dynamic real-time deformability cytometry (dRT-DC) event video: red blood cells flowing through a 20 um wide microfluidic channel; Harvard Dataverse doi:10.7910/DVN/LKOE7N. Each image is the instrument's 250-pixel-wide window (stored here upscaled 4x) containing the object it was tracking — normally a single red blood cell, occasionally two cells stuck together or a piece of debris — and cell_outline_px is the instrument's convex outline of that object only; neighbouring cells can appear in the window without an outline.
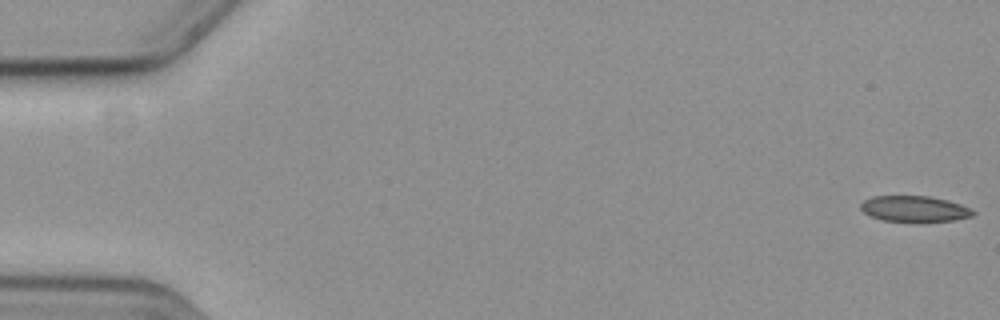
{"species": "common noctule bat (a hibernating species)", "species_latin": "Nyctalus noctula", "temperature_condition": "cold", "stored_images_in_passage": 58, "camera_frame_rate_fps": 3000, "um_per_image_px": 0.085, "animal": {"sex": "female", "body_mass_g": 19.3, "forearm_length_mm": 54.1}, "frame": {"image": 1, "passage_image": 1, "time_ms": 0.0, "image_size_px": [1000, 320], "cell_outline_px": [[976, 212], [972, 216], [956, 220], [884, 220], [872, 216], [864, 212], [860, 208], [860, 204], [864, 200], [872, 196], [928, 196], [948, 200], [960, 204]], "centroid_in_image_um": [77.72, 17.72], "position_along_channel_um": 7.3, "area_um2": 16.42}}
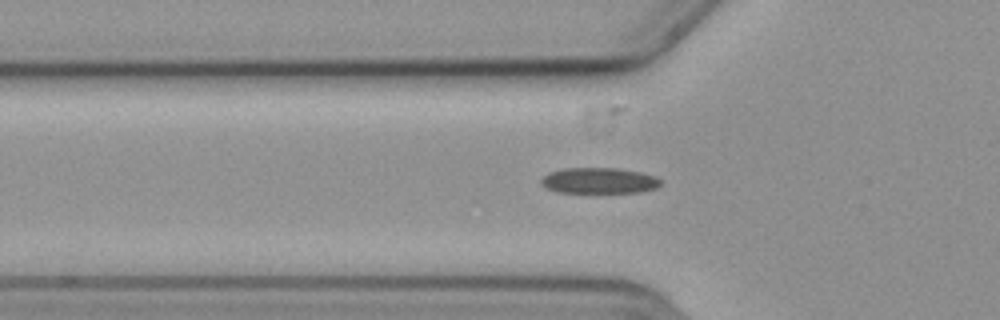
{"frame": {"image": 2, "passage_image": 20, "time_ms": 6.333, "image_size_px": [1000, 320], "cell_outline_px": [[660, 184], [656, 188], [640, 192], [556, 192], [544, 188], [540, 184], [540, 180], [544, 176], [552, 172], [564, 168], [616, 168], [640, 172], [656, 176], [660, 180]], "centroid_in_image_um": [50.9, 15.35], "position_along_channel_um": 74.9, "area_um2": 17.92}}
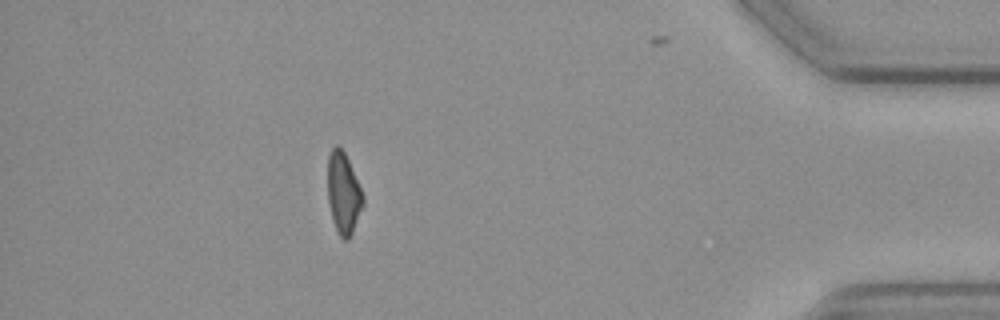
{"frame": {"image": 3, "passage_image": 52, "time_ms": 17.0, "image_size_px": [1000, 320], "cell_outline_px": [[364, 204], [352, 232], [348, 240], [344, 240], [340, 236], [332, 220], [328, 200], [328, 156], [332, 148], [336, 144], [344, 152], [348, 160], [364, 196]], "centroid_in_image_um": [29.19, 16.43], "position_along_channel_um": 406.0, "area_um2": 16.53}, "authors_computed_cell_mechanics": {"area_um2": 18.0625, "velocity_mm_per_s": 3.5839, "shape_relaxation_time_tau1_ms": 4.4918, "shape_relaxation_time_tau2_ms": 5.9227, "deformation_change_tau1": 0.1079, "deformation_change_tau2": 0.1129}}